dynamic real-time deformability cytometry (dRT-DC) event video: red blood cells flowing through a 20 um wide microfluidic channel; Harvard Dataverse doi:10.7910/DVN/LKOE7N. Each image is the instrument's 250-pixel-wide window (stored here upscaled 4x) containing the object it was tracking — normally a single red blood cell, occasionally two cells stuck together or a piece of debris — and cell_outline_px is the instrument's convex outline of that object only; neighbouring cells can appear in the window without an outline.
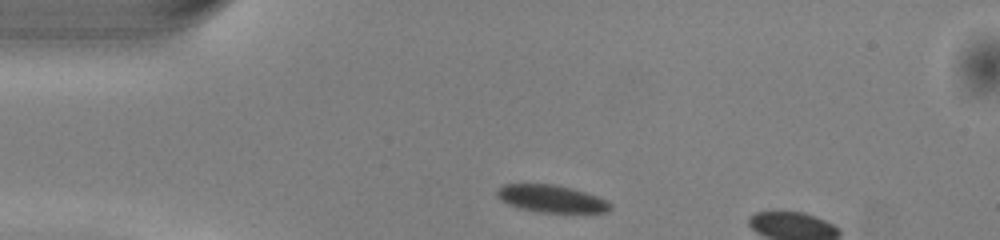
{"species": "common noctule bat (a hibernating species)", "species_latin": "Nyctalus noctula", "temperature_condition": "warm", "stored_images_in_passage": 5, "camera_frame_rate_fps": 3000, "um_per_image_px": 0.085, "animal": {"sex": "male", "body_mass_g": 13.0, "forearm_length_mm": 53.1}, "frame": {"image": 1, "passage_image": 1, "time_ms": 0.0, "image_size_px": [1000, 240], "cell_outline_px": [[612, 208], [608, 212], [540, 212], [520, 208], [508, 204], [500, 200], [496, 196], [496, 188], [504, 184], [552, 184], [572, 188], [608, 200], [612, 204]], "centroid_in_image_um": [46.85, 16.88], "position_along_channel_um": 38.2, "area_um2": 18.09}}